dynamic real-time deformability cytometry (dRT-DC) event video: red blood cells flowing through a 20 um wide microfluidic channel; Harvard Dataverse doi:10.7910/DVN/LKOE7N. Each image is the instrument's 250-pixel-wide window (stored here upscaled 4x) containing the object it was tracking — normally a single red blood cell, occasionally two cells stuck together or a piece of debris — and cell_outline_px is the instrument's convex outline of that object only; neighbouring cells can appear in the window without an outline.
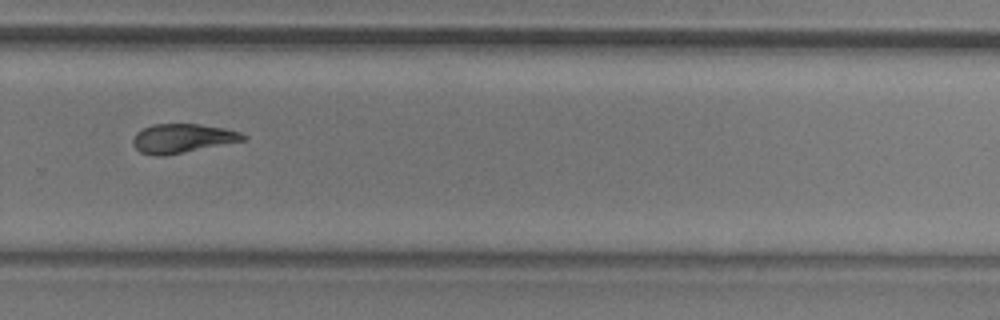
{"species": "common noctule bat (a hibernating species)", "species_latin": "Nyctalus noctula", "temperature_condition": "room temperature", "stored_images_in_passage": 17, "camera_frame_rate_fps": 3000, "um_per_image_px": 0.085, "animal": {"sex": "male", "body_mass_g": 20.5, "forearm_length_mm": 52.5}, "frame": {"image": 1, "passage_image": 12, "time_ms": 3.667, "image_size_px": [1000, 320], "cell_outline_px": [[248, 136], [244, 140], [164, 156], [152, 156], [140, 152], [132, 144], [132, 140], [136, 132], [152, 124], [200, 124], [240, 132]], "centroid_in_image_um": [15.44, 11.76], "position_along_channel_um": 314.4, "area_um2": 18.5}}
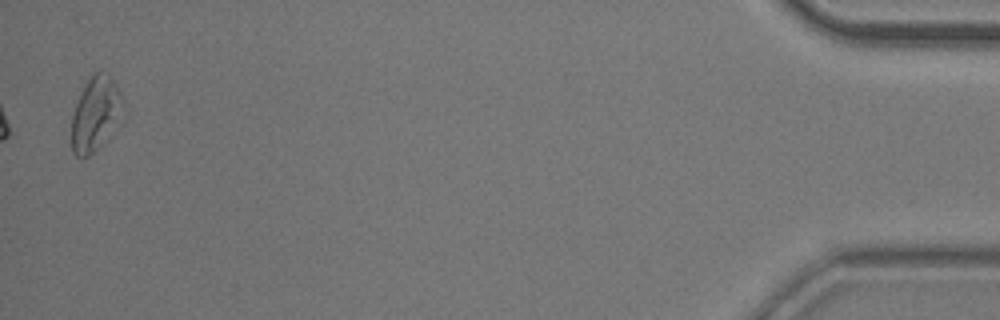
{"frame": {"image": 2, "passage_image": 17, "time_ms": 5.333, "image_size_px": [1000, 320], "cell_outline_px": [[120, 96], [116, 116], [96, 148], [88, 156], [76, 156], [72, 152], [72, 116], [76, 104], [88, 80], [96, 72], [108, 72], [116, 84], [120, 92]], "centroid_in_image_um": [8.0, 9.62], "position_along_channel_um": 427.2, "area_um2": 20.06}}